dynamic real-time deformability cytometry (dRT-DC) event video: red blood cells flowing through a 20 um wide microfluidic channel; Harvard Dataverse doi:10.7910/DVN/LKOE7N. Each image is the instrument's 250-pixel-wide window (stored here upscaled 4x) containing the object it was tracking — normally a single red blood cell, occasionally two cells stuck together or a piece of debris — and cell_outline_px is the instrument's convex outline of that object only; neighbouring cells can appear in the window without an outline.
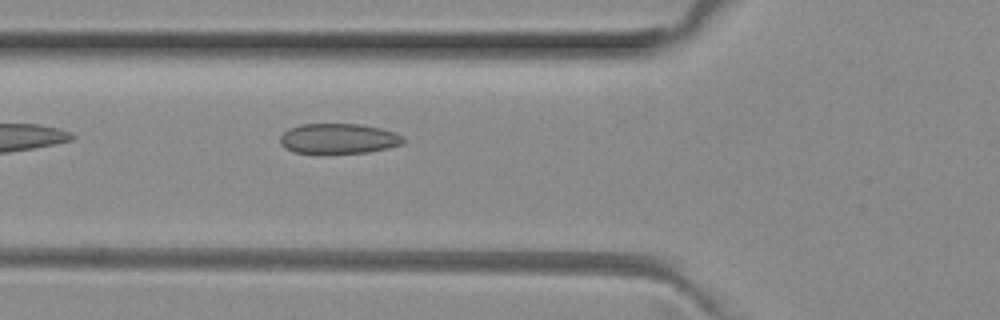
{"species": "common noctule bat (a hibernating species)", "species_latin": "Nyctalus noctula", "temperature_condition": "room temperature", "stored_images_in_passage": 6, "camera_frame_rate_fps": 3000, "um_per_image_px": 0.085, "animal": {"sex": "female", "body_mass_g": 29.2, "forearm_length_mm": 56.3}, "frame": {"image": 1, "passage_image": 5, "time_ms": 1.333, "image_size_px": [1000, 320], "cell_outline_px": [[404, 144], [388, 148], [368, 152], [296, 152], [284, 148], [280, 144], [280, 136], [288, 128], [300, 124], [360, 124], [380, 128], [396, 132], [404, 136]], "centroid_in_image_um": [28.8, 11.76], "position_along_channel_um": 97.0, "area_um2": 21.56}}